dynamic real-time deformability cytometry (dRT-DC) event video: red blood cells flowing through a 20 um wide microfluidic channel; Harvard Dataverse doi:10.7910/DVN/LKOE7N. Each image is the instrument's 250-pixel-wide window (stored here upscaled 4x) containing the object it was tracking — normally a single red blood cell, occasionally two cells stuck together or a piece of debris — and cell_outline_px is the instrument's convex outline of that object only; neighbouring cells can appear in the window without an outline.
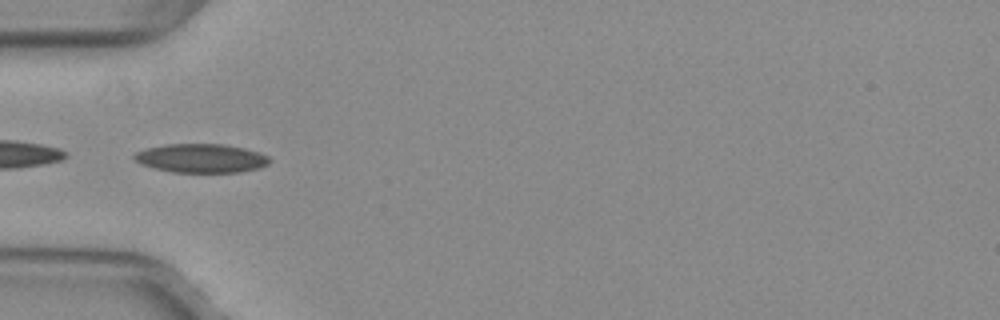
{"species": "common noctule bat (a hibernating species)", "species_latin": "Nyctalus noctula", "temperature_condition": "warm", "stored_images_in_passage": 43, "camera_frame_rate_fps": 3000, "um_per_image_px": 0.085, "animal": {"sex": "female", "body_mass_g": 29.2, "forearm_length_mm": 56.3}, "frame": {"image": 1, "passage_image": 8, "time_ms": 2.333, "image_size_px": [1000, 320], "cell_outline_px": [[272, 160], [268, 164], [260, 168], [240, 172], [172, 172], [140, 164], [132, 156], [136, 152], [148, 148], [168, 144], [224, 144], [244, 148], [268, 156]], "centroid_in_image_um": [17.12, 13.45], "position_along_channel_um": 67.9, "area_um2": 22.6}}
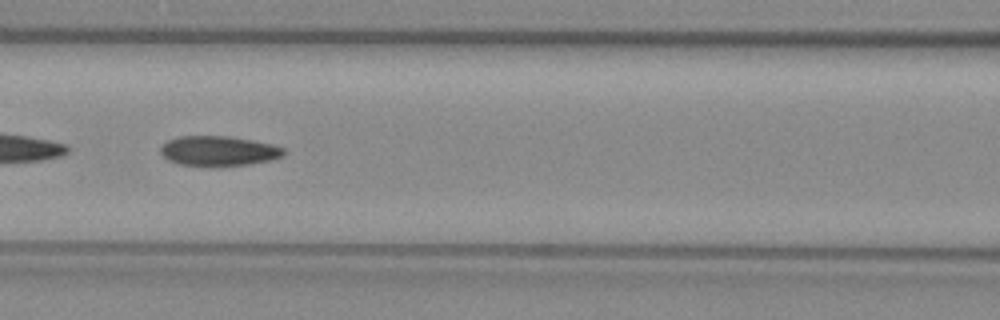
{"frame": {"image": 2, "passage_image": 14, "time_ms": 4.333, "image_size_px": [1000, 320], "cell_outline_px": [[284, 156], [272, 160], [248, 164], [216, 168], [208, 168], [180, 164], [168, 160], [160, 152], [160, 148], [168, 140], [180, 136], [228, 136], [252, 140], [272, 144], [284, 148]], "centroid_in_image_um": [18.58, 12.86], "position_along_channel_um": 148.0, "area_um2": 21.96}}
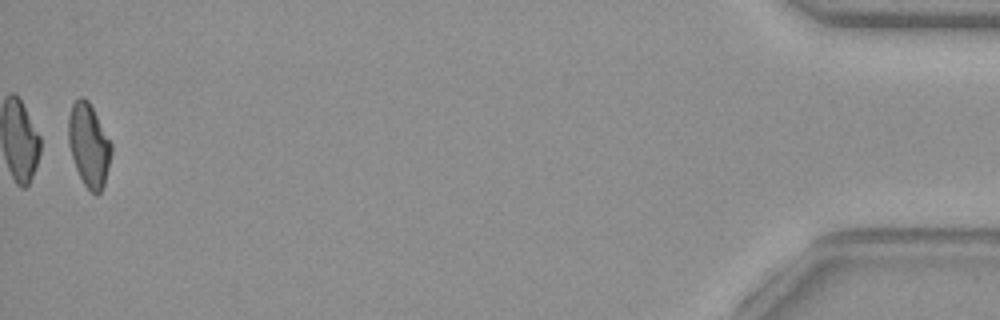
{"frame": {"image": 3, "passage_image": 42, "time_ms": 13.667, "image_size_px": [1000, 320], "cell_outline_px": [[112, 152], [104, 184], [100, 192], [96, 196], [84, 184], [76, 168], [72, 156], [68, 140], [68, 116], [72, 104], [80, 96], [84, 96], [88, 100], [112, 144]], "centroid_in_image_um": [7.55, 12.32], "position_along_channel_um": 427.7, "area_um2": 20.63}}